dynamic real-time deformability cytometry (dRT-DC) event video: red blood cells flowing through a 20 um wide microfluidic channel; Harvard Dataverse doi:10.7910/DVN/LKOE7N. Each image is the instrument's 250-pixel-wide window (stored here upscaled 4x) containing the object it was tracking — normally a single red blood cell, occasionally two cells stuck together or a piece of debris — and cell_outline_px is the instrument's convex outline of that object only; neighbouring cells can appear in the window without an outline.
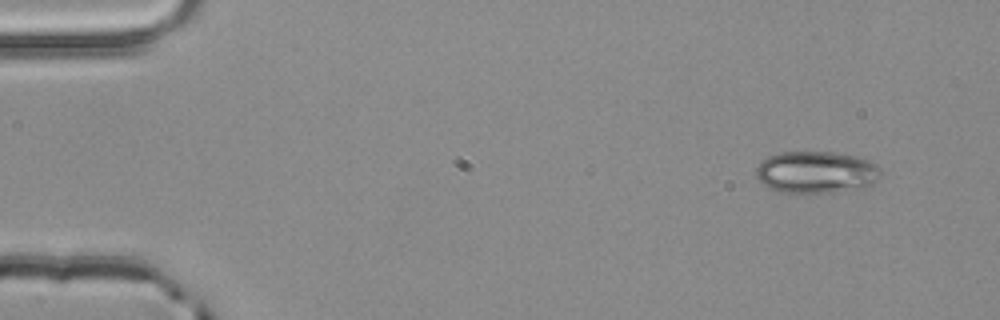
{"species": "common noctule bat (a hibernating species)", "species_latin": "Nyctalus noctula", "temperature_condition": "room temperature", "stored_images_in_passage": 4, "segment_of_instrument_passage": [1, 2], "camera_frame_rate_fps": 3000, "um_per_image_px": 0.085, "animal": {"sex": "male", "body_mass_g": 20.4}, "frame": {"image": 1, "passage_image": 1, "time_ms": 0.0, "image_size_px": [1000, 320], "cell_outline_px": [[880, 180], [868, 188], [832, 192], [780, 192], [768, 188], [756, 176], [756, 168], [768, 156], [780, 152], [832, 152], [856, 156], [868, 160], [876, 164], [880, 168]], "centroid_in_image_um": [69.44, 14.64], "position_along_channel_um": 15.6, "area_um2": 30.69}}